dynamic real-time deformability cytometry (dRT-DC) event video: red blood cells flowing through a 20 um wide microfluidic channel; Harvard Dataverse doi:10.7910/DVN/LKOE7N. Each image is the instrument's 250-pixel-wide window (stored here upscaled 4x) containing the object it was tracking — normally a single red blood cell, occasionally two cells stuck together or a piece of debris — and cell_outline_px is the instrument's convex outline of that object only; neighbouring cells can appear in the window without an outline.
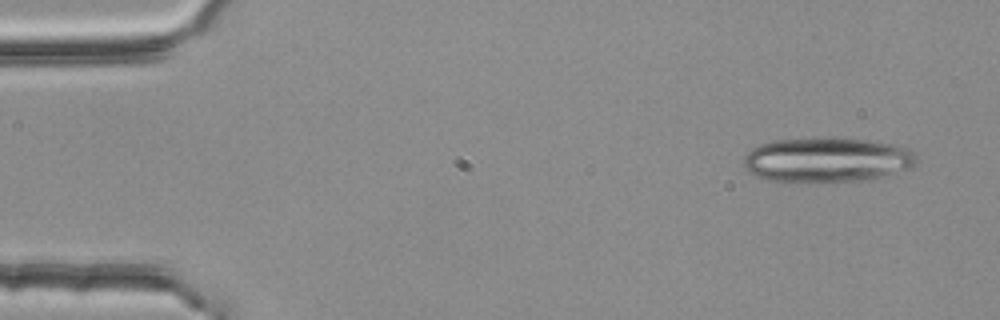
{"species": "common noctule bat (a hibernating species)", "species_latin": "Nyctalus noctula", "temperature_condition": "room temperature", "stored_images_in_passage": 4, "camera_frame_rate_fps": 3000, "um_per_image_px": 0.085, "animal": {"sex": "female", "body_mass_g": 25.1}, "frame": {"image": 1, "passage_image": 1, "time_ms": 0.0, "image_size_px": [1000, 320], "cell_outline_px": [[916, 164], [912, 168], [876, 180], [788, 184], [764, 180], [748, 172], [744, 164], [744, 156], [752, 148], [760, 144], [776, 140], [832, 136], [872, 140], [896, 144], [908, 148], [916, 152]], "centroid_in_image_um": [70.33, 13.61], "position_along_channel_um": 14.7, "area_um2": 47.22}}